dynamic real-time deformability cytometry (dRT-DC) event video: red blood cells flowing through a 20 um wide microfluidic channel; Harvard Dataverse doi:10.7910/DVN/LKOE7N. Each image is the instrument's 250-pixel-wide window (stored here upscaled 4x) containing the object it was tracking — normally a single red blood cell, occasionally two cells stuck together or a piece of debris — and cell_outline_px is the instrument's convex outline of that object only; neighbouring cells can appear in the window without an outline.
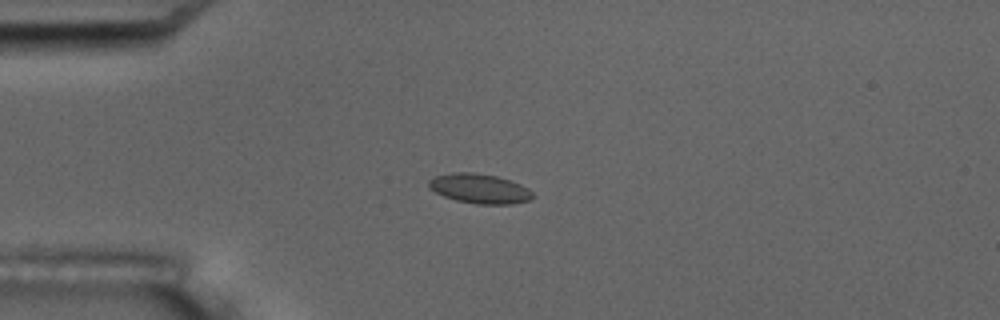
{"species": "common noctule bat (a hibernating species)", "species_latin": "Nyctalus noctula", "temperature_condition": "room temperature", "stored_images_in_passage": 5, "camera_frame_rate_fps": 3000, "um_per_image_px": 0.085, "animal": {"sex": "male", "body_mass_g": 17.5, "forearm_length_mm": 52.3}, "frame": {"image": 1, "passage_image": 5, "time_ms": 4.667, "image_size_px": [1000, 320], "cell_outline_px": [[532, 200], [512, 204], [476, 204], [456, 200], [444, 196], [428, 188], [428, 180], [436, 176], [452, 172], [472, 172], [496, 176], [520, 184], [528, 188], [532, 192]], "centroid_in_image_um": [40.75, 16.03], "position_along_channel_um": 44.2, "area_um2": 17.92}}